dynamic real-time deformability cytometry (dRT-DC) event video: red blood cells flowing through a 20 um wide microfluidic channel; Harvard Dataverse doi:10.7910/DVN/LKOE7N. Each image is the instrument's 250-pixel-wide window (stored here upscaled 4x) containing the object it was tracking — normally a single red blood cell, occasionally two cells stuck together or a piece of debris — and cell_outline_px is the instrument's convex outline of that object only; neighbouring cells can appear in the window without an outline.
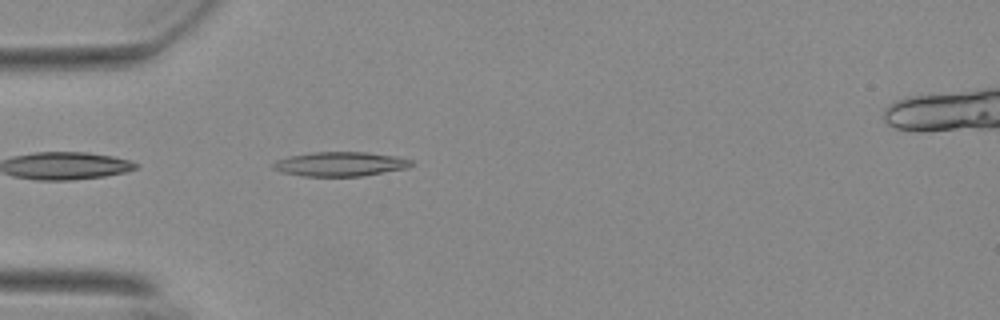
{"species": "Egyptian fruit bat (a non-hibernating species)", "species_latin": "Rousettus aegyptiacus", "temperature_condition": "warm", "stored_images_in_passage": 35, "camera_frame_rate_fps": 3000, "um_per_image_px": 0.085, "animal": {"sex": "female"}, "frame": {"image": 1, "passage_image": 2, "time_ms": 0.333, "image_size_px": [1000, 320], "cell_outline_px": [[412, 164], [408, 168], [360, 176], [304, 176], [280, 172], [272, 168], [272, 164], [276, 160], [288, 156], [312, 152], [368, 152], [392, 156], [412, 160]], "centroid_in_image_um": [28.86, 13.94], "position_along_channel_um": 56.1, "area_um2": 19.54}}
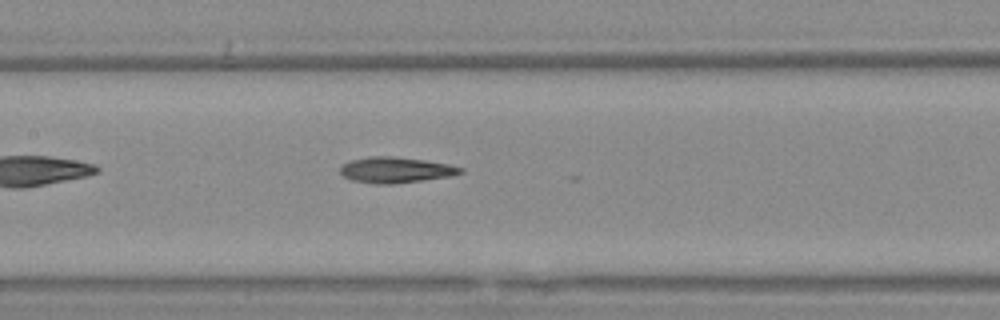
{"frame": {"image": 2, "passage_image": 12, "time_ms": 3.667, "image_size_px": [1000, 320], "cell_outline_px": [[464, 172], [448, 176], [424, 180], [392, 184], [376, 184], [352, 180], [344, 176], [340, 172], [340, 168], [344, 164], [352, 160], [368, 156], [392, 156], [424, 160], [448, 164], [464, 168]], "centroid_in_image_um": [33.64, 14.44], "position_along_channel_um": 173.8, "area_um2": 17.92}}
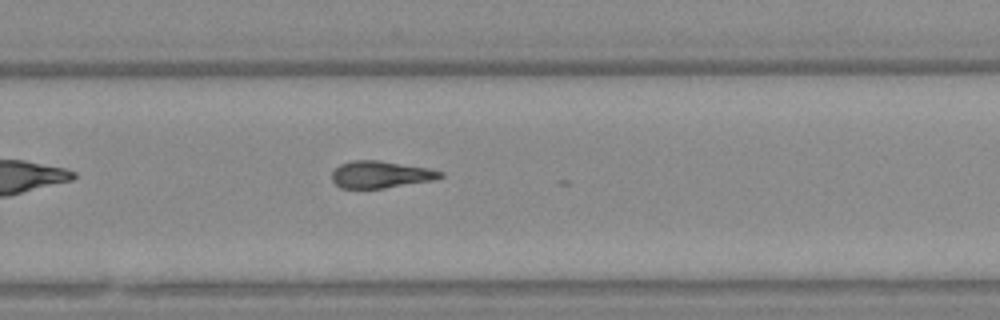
{"frame": {"image": 3, "passage_image": 22, "time_ms": 7.0, "image_size_px": [1000, 320], "cell_outline_px": [[444, 176], [432, 180], [384, 188], [340, 188], [332, 180], [332, 172], [340, 164], [352, 160], [380, 160], [428, 168], [444, 172]], "centroid_in_image_um": [32.34, 14.82], "position_along_channel_um": 297.5, "area_um2": 16.99}, "authors_computed_cell_mechanics": {"area_um2": 17.629, "velocity_mm_per_s": 3.7341, "shape_relaxation_time_tau1_ms": 4.8189, "shape_relaxation_time_tau2_ms": null, "deformation_change_tau1": 0.1992, "deformation_change_tau2": null}}